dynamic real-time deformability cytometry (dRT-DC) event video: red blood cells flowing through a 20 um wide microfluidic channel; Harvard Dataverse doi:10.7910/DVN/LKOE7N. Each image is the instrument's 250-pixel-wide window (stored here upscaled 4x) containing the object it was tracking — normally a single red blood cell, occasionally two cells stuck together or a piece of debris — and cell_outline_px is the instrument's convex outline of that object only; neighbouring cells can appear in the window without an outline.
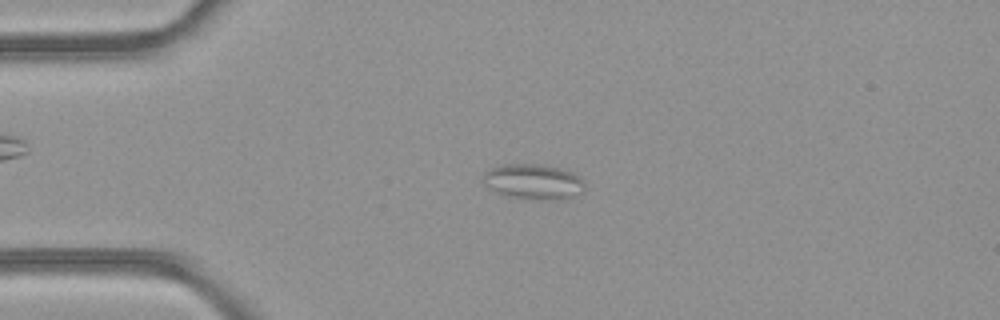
{"species": "common noctule bat (a hibernating species)", "species_latin": "Nyctalus noctula", "temperature_condition": "room temperature", "stored_images_in_passage": 50, "camera_frame_rate_fps": 3000, "um_per_image_px": 0.085, "animal": {"sex": "female", "body_mass_g": 21.9}, "frame": {"image": 1, "passage_image": 13, "time_ms": 4.0, "image_size_px": [1000, 320], "cell_outline_px": [[584, 192], [560, 200], [536, 200], [512, 196], [496, 192], [488, 188], [484, 184], [484, 172], [492, 168], [504, 164], [540, 164], [572, 172], [584, 180]], "centroid_in_image_um": [45.36, 15.45], "position_along_channel_um": 39.6, "area_um2": 20.81}}
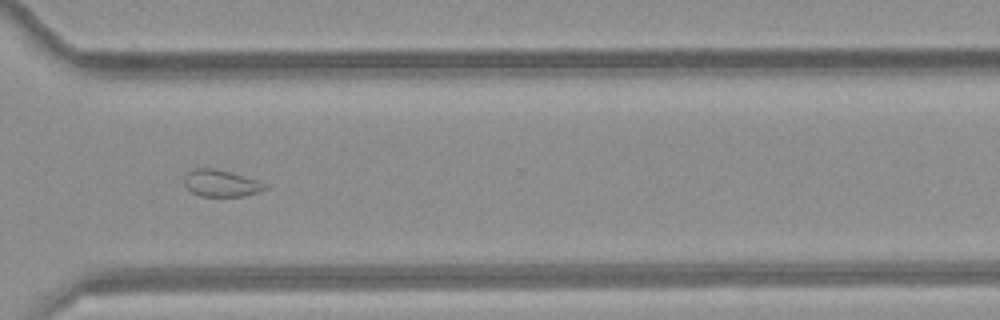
{"frame": {"image": 2, "passage_image": 37, "time_ms": 12.0, "image_size_px": [1000, 320], "cell_outline_px": [[268, 188], [260, 192], [244, 196], [200, 196], [192, 192], [184, 184], [184, 176], [192, 168], [216, 168], [260, 180], [268, 184]], "centroid_in_image_um": [18.83, 15.57], "position_along_channel_um": 351.8, "area_um2": 12.89}}
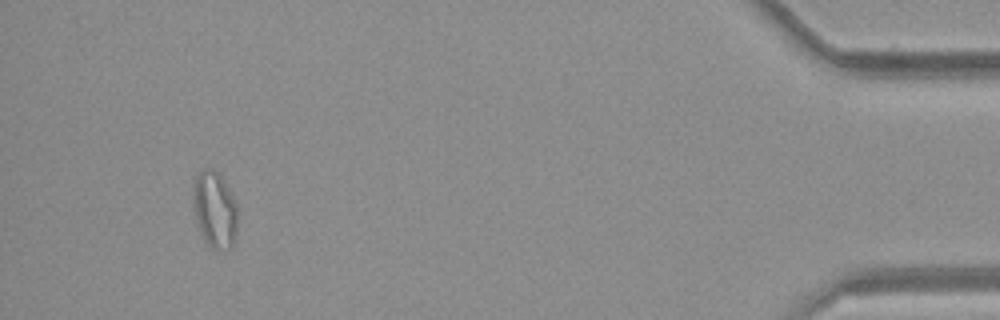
{"frame": {"image": 3, "passage_image": 47, "time_ms": 15.333, "image_size_px": [1000, 320], "cell_outline_px": [[236, 236], [232, 248], [216, 252], [208, 244], [200, 232], [196, 220], [196, 176], [204, 168], [212, 168], [224, 180], [236, 204]], "centroid_in_image_um": [18.31, 17.9], "position_along_channel_um": 416.9, "area_um2": 19.13}, "authors_computed_cell_mechanics": {"area_um2": 16.8776, "velocity_mm_per_s": 4.2613, "shape_relaxation_time_tau1_ms": null, "shape_relaxation_time_tau2_ms": 2.309, "deformation_change_tau1": null, "deformation_change_tau2": 0.0635}}